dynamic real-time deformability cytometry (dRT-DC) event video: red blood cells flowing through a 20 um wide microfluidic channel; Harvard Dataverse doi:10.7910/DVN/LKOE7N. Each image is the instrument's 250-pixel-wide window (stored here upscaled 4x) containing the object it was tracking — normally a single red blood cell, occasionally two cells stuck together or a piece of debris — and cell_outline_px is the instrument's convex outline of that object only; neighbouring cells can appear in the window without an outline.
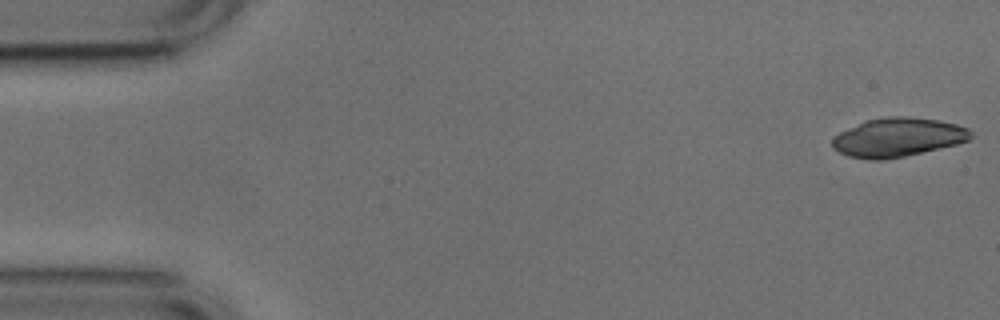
{"species": "common noctule bat (a hibernating species)", "species_latin": "Nyctalus noctula", "temperature_condition": "cold", "stored_images_in_passage": 51, "camera_frame_rate_fps": 3000, "um_per_image_px": 0.085, "animal": {"sex": "male", "body_mass_g": 17.9, "forearm_length_mm": 54.2}, "frame": {"image": 1, "passage_image": 1, "time_ms": 0.0, "image_size_px": [1000, 320], "cell_outline_px": [[972, 136], [968, 140], [956, 144], [904, 156], [884, 160], [868, 160], [848, 156], [832, 148], [832, 140], [840, 132], [868, 120], [888, 116], [908, 116], [940, 120], [956, 124], [968, 128], [972, 132]], "centroid_in_image_um": [76.33, 11.67], "position_along_channel_um": 8.7, "area_um2": 31.15}}